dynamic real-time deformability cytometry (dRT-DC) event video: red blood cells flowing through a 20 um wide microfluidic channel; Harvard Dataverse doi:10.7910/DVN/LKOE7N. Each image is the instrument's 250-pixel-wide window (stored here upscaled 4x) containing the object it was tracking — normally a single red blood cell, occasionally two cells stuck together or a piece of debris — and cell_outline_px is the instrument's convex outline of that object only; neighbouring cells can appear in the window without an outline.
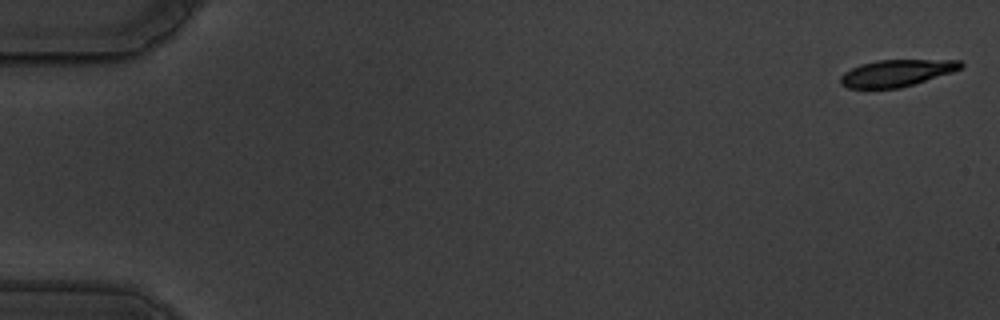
{"species": "common noctule bat (a hibernating species)", "species_latin": "Nyctalus noctula", "temperature_condition": "warm", "stored_images_in_passage": 59, "camera_frame_rate_fps": 3000, "um_per_image_px": 0.085, "animal": {"sex": "male", "body_mass_g": 19.5, "forearm_length_mm": 54.6}, "frame": {"image": 1, "passage_image": 2, "time_ms": 0.333, "image_size_px": [1000, 320], "cell_outline_px": [[964, 64], [960, 68], [952, 72], [900, 88], [848, 88], [840, 84], [840, 76], [844, 72], [860, 64], [876, 60], [960, 60]], "centroid_in_image_um": [76.17, 6.2], "position_along_channel_um": 8.8, "area_um2": 18.67}}
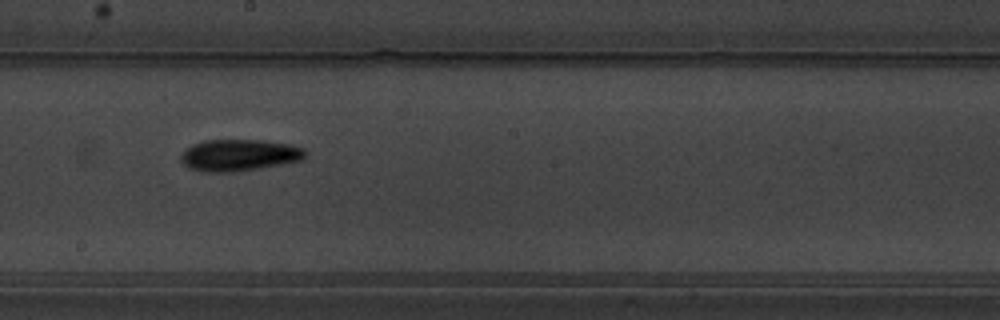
{"frame": {"image": 2, "passage_image": 34, "time_ms": 11.0, "image_size_px": [1000, 320], "cell_outline_px": [[308, 152], [304, 160], [256, 168], [228, 172], [204, 172], [188, 168], [180, 160], [180, 156], [184, 148], [192, 144], [204, 140], [260, 140], [288, 144], [304, 148]], "centroid_in_image_um": [20.3, 13.18], "position_along_channel_um": 227.9, "area_um2": 23.0}}
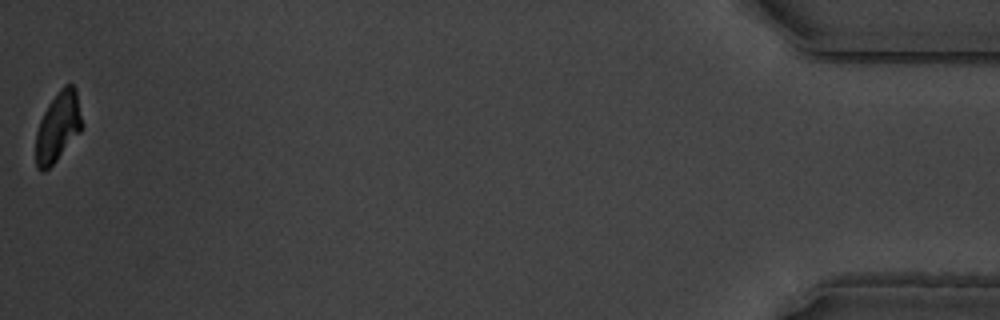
{"frame": {"image": 3, "passage_image": 59, "time_ms": 19.333, "image_size_px": [1000, 320], "cell_outline_px": [[84, 124], [80, 132], [56, 160], [44, 172], [40, 172], [36, 168], [36, 132], [40, 120], [48, 104], [60, 88], [64, 84], [72, 84], [76, 88]], "centroid_in_image_um": [4.94, 10.76], "position_along_channel_um": 430.3, "area_um2": 18.9}, "authors_computed_cell_mechanics": {"area_um2": 20.6924, "velocity_mm_per_s": 3.5014, "shape_relaxation_time_tau1_ms": 3.6389, "shape_relaxation_time_tau2_ms": 5.5524, "deformation_change_tau1": 0.138, "deformation_change_tau2": 0.1202}}